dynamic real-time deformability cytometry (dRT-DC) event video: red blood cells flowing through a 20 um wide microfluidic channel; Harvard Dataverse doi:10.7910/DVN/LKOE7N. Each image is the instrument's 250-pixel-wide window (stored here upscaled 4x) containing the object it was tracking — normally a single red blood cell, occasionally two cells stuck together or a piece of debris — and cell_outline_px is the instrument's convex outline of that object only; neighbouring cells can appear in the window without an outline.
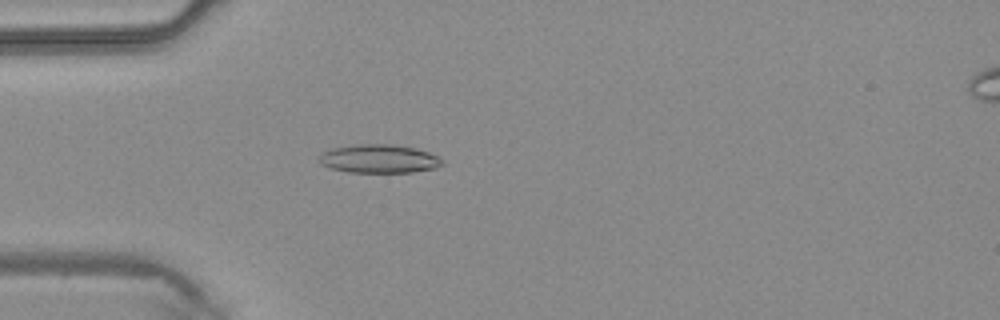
{"species": "common noctule bat (a hibernating species)", "species_latin": "Nyctalus noctula", "temperature_condition": "warm", "stored_images_in_passage": 33, "camera_frame_rate_fps": 3000, "um_per_image_px": 0.085, "animal": {"sex": "male", "body_mass_g": 20.4}, "frame": {"image": 1, "passage_image": 2, "time_ms": 0.333, "image_size_px": [1000, 320], "cell_outline_px": [[444, 164], [436, 168], [412, 172], [348, 172], [332, 168], [320, 164], [316, 160], [324, 152], [332, 148], [360, 144], [392, 144], [416, 148], [440, 156], [444, 160]], "centroid_in_image_um": [32.26, 13.49], "position_along_channel_um": 52.7, "area_um2": 20.58}}
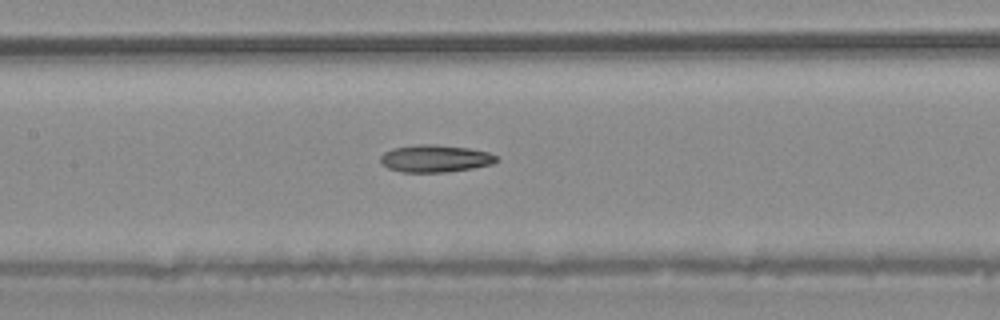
{"frame": {"image": 2, "passage_image": 10, "time_ms": 3.0, "image_size_px": [1000, 320], "cell_outline_px": [[500, 160], [492, 164], [472, 168], [448, 172], [400, 172], [388, 168], [380, 164], [380, 156], [384, 152], [392, 148], [420, 144], [436, 144], [468, 148], [488, 152], [500, 156]], "centroid_in_image_um": [37.0, 13.47], "position_along_channel_um": 170.4, "area_um2": 18.73}}
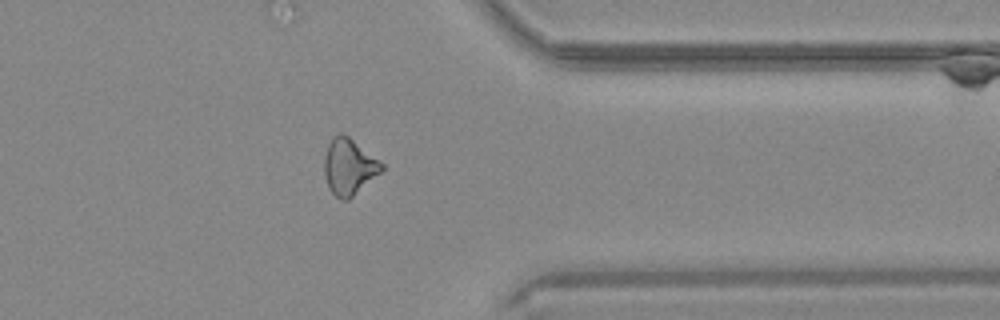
{"frame": {"image": 3, "passage_image": 24, "time_ms": 7.667, "image_size_px": [1000, 320], "cell_outline_px": [[384, 168], [380, 172], [348, 200], [340, 200], [328, 188], [324, 176], [324, 156], [328, 144], [332, 136], [336, 132], [340, 132], [348, 136], [380, 160], [384, 164]], "centroid_in_image_um": [29.63, 14.14], "position_along_channel_um": 381.8, "area_um2": 18.84}}